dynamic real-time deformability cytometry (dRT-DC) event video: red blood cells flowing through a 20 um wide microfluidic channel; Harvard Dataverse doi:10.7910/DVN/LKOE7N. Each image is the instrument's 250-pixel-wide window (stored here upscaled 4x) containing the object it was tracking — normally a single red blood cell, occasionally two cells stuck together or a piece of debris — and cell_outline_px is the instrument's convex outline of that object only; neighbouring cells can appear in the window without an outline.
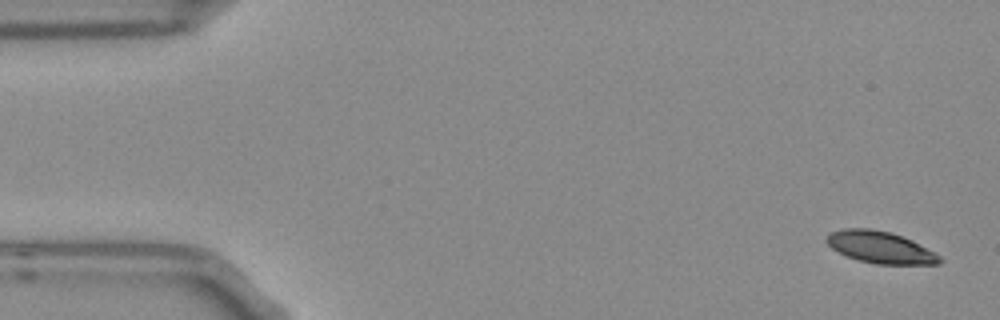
{"species": "Egyptian fruit bat (a non-hibernating species)", "species_latin": "Rousettus aegyptiacus", "temperature_condition": "room temperature", "stored_images_in_passage": 5, "camera_frame_rate_fps": 3000, "um_per_image_px": 0.085, "frame": {"image": 1, "passage_image": 1, "time_ms": 0.0, "image_size_px": [1000, 320], "cell_outline_px": [[944, 260], [940, 264], [876, 264], [860, 260], [848, 256], [832, 248], [824, 240], [832, 232], [844, 228], [868, 228], [888, 232], [912, 240], [936, 252]], "centroid_in_image_um": [74.87, 21.03], "position_along_channel_um": 10.1, "area_um2": 20.81}}
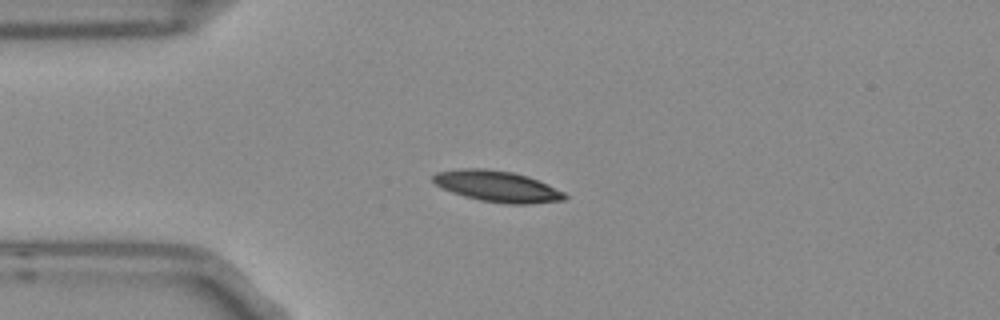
{"frame": {"image": 2, "passage_image": 4, "time_ms": 1.0, "image_size_px": [1000, 320], "cell_outline_px": [[568, 196], [564, 200], [524, 204], [508, 204], [480, 200], [464, 196], [452, 192], [436, 184], [432, 180], [432, 176], [436, 172], [460, 168], [488, 168], [512, 172], [528, 176], [548, 184], [564, 192]], "centroid_in_image_um": [42.26, 15.82], "position_along_channel_um": 42.7, "area_um2": 23.81}}